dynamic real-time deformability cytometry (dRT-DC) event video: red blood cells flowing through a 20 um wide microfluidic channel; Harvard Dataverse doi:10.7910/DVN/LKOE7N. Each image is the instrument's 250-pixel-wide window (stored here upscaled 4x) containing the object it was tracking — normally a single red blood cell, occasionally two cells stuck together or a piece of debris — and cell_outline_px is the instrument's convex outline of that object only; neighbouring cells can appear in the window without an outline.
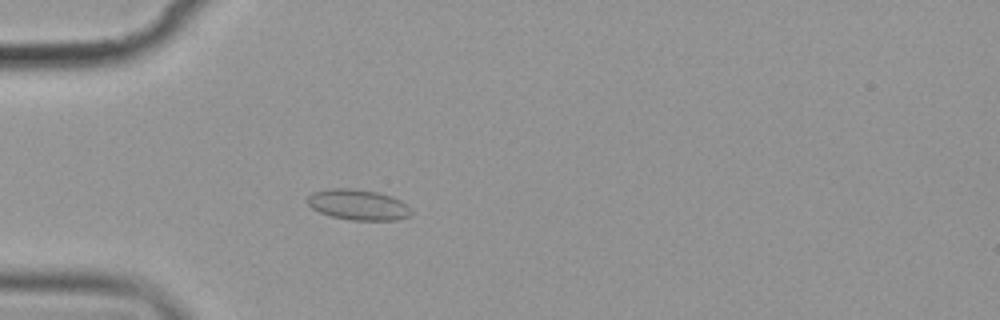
{"species": "common noctule bat (a hibernating species)", "species_latin": "Nyctalus noctula", "temperature_condition": "cold", "stored_images_in_passage": 4, "camera_frame_rate_fps": 3000, "um_per_image_px": 0.085, "animal": {"sex": "female", "body_mass_g": 19.9}, "frame": {"image": 1, "passage_image": 4, "time_ms": 3.667, "image_size_px": [1000, 320], "cell_outline_px": [[412, 216], [396, 220], [352, 220], [332, 216], [320, 212], [312, 208], [308, 204], [308, 196], [312, 192], [332, 188], [352, 188], [376, 192], [392, 196], [408, 204], [412, 212]], "centroid_in_image_um": [30.48, 17.4], "position_along_channel_um": 54.5, "area_um2": 18.55}}